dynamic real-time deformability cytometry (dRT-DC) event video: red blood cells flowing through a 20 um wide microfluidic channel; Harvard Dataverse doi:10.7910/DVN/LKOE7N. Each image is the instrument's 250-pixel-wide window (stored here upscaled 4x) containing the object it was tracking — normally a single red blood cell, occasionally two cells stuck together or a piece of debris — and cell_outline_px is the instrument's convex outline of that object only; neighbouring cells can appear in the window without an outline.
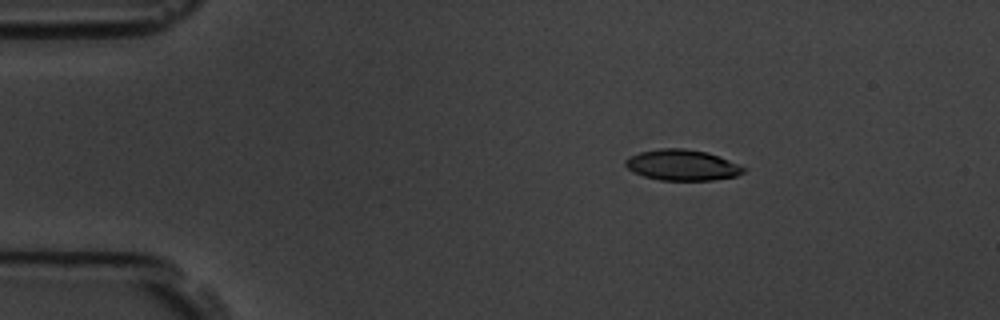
{"species": "common noctule bat (a hibernating species)", "species_latin": "Nyctalus noctula", "temperature_condition": "room temperature", "stored_images_in_passage": 4, "camera_frame_rate_fps": 3000, "um_per_image_px": 0.085, "animal": {"sex": "male", "body_mass_g": 19.5, "forearm_length_mm": 54.6}, "frame": {"image": 1, "passage_image": 2, "time_ms": 1.0, "image_size_px": [1000, 320], "cell_outline_px": [[748, 168], [744, 172], [736, 176], [712, 180], [660, 180], [644, 176], [632, 172], [624, 164], [624, 160], [628, 156], [640, 152], [660, 148], [684, 148], [708, 152], [740, 164]], "centroid_in_image_um": [57.99, 14.02], "position_along_channel_um": 27.0, "area_um2": 21.44}}
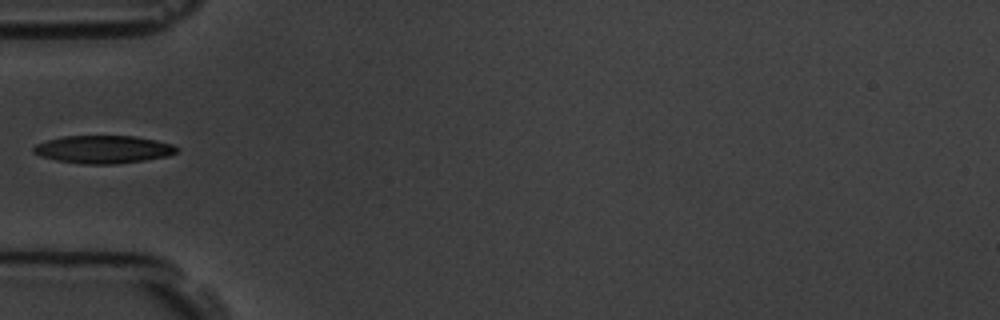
{"frame": {"image": 2, "passage_image": 4, "time_ms": 4.0, "image_size_px": [1000, 320], "cell_outline_px": [[176, 152], [168, 156], [144, 160], [112, 164], [80, 164], [56, 160], [40, 156], [32, 152], [32, 148], [36, 144], [48, 140], [64, 136], [136, 136], [156, 140], [172, 144], [176, 148]], "centroid_in_image_um": [8.74, 12.7], "position_along_channel_um": 76.3, "area_um2": 23.12}}